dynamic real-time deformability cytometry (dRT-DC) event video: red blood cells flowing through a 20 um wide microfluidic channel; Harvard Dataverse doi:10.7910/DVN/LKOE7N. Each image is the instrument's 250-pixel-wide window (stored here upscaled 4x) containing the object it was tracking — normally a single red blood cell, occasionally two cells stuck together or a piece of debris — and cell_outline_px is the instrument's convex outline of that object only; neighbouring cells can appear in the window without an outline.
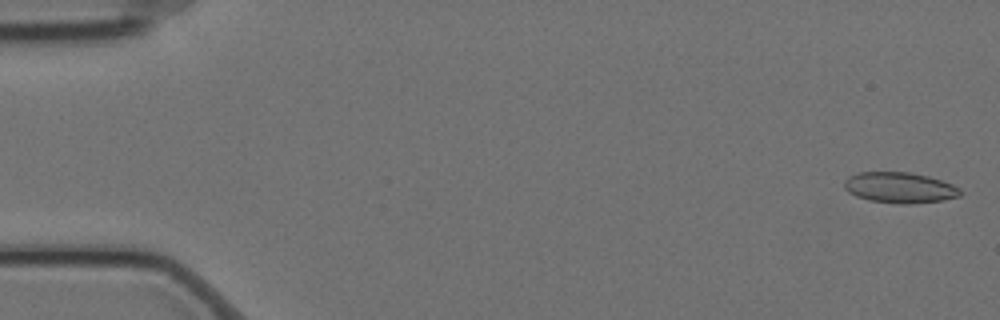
{"species": "Egyptian fruit bat (a non-hibernating species)", "species_latin": "Rousettus aegyptiacus", "temperature_condition": "cold", "stored_images_in_passage": 4, "camera_frame_rate_fps": 3000, "um_per_image_px": 0.085, "animal": {"sex": "female"}, "frame": {"image": 1, "passage_image": 1, "time_ms": 0.0, "image_size_px": [1000, 320], "cell_outline_px": [[960, 196], [944, 200], [908, 204], [900, 204], [868, 200], [856, 196], [848, 192], [844, 188], [844, 180], [848, 176], [860, 172], [908, 172], [928, 176], [952, 184], [960, 188]], "centroid_in_image_um": [76.45, 15.95], "position_along_channel_um": 8.5, "area_um2": 20.81}}
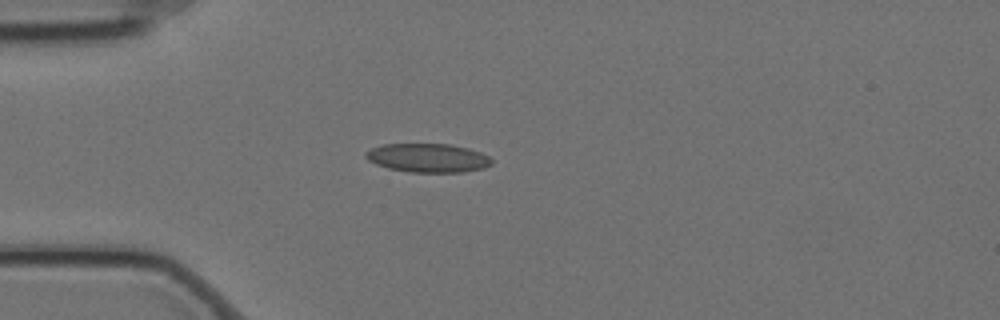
{"frame": {"image": 2, "passage_image": 4, "time_ms": 1.0, "image_size_px": [1000, 320], "cell_outline_px": [[492, 164], [484, 168], [464, 172], [408, 172], [388, 168], [376, 164], [368, 160], [364, 156], [364, 152], [372, 148], [384, 144], [448, 144], [468, 148], [480, 152], [488, 156], [492, 160]], "centroid_in_image_um": [36.36, 13.42], "position_along_channel_um": 48.6, "area_um2": 21.15}}